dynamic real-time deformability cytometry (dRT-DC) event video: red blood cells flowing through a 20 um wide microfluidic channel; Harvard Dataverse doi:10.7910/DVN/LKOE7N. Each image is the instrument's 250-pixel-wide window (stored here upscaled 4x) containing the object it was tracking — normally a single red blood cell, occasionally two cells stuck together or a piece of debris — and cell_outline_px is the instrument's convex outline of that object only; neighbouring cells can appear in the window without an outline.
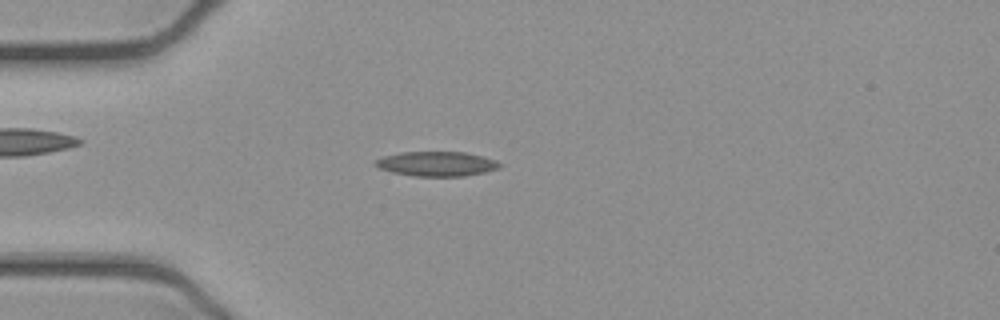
{"species": "common noctule bat (a hibernating species)", "species_latin": "Nyctalus noctula", "temperature_condition": "cold", "stored_images_in_passage": 51, "camera_frame_rate_fps": 3000, "um_per_image_px": 0.085, "animal": {"sex": "female", "body_mass_g": 21.9}, "frame": {"image": 1, "passage_image": 13, "time_ms": 4.0, "image_size_px": [1000, 320], "cell_outline_px": [[500, 168], [484, 172], [464, 176], [412, 176], [392, 172], [380, 168], [372, 164], [372, 160], [380, 156], [400, 152], [464, 152], [496, 160], [500, 164]], "centroid_in_image_um": [37.02, 13.92], "position_along_channel_um": 48.0, "area_um2": 17.98}}
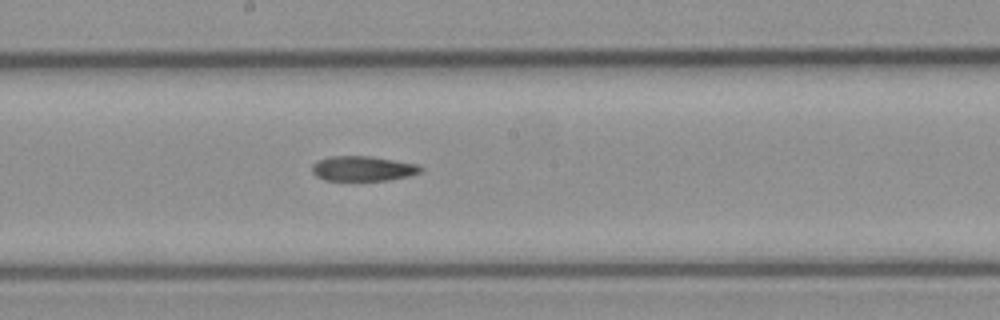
{"frame": {"image": 2, "passage_image": 27, "time_ms": 8.667, "image_size_px": [1000, 320], "cell_outline_px": [[424, 168], [420, 172], [408, 176], [388, 180], [324, 180], [316, 176], [312, 172], [312, 164], [320, 160], [332, 156], [368, 156], [416, 164]], "centroid_in_image_um": [30.82, 14.33], "position_along_channel_um": 217.4, "area_um2": 15.55}}
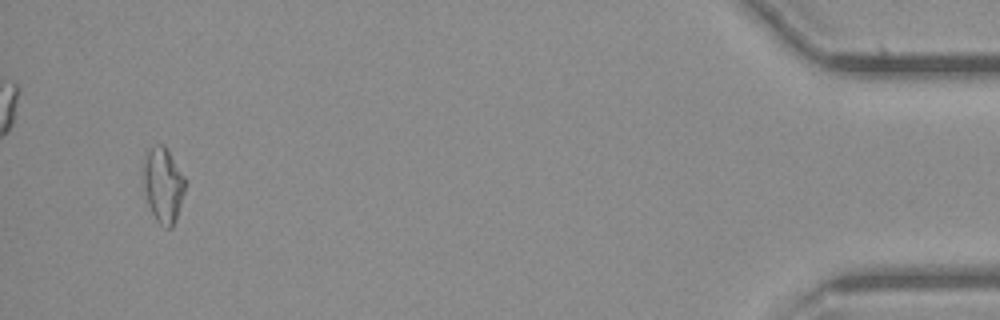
{"frame": {"image": 3, "passage_image": 49, "time_ms": 16.0, "image_size_px": [1000, 320], "cell_outline_px": [[184, 192], [176, 220], [172, 228], [164, 228], [156, 220], [148, 204], [144, 192], [140, 172], [140, 168], [148, 148], [156, 144], [164, 144], [184, 176]], "centroid_in_image_um": [13.8, 15.69], "position_along_channel_um": 421.4, "area_um2": 18.73}}